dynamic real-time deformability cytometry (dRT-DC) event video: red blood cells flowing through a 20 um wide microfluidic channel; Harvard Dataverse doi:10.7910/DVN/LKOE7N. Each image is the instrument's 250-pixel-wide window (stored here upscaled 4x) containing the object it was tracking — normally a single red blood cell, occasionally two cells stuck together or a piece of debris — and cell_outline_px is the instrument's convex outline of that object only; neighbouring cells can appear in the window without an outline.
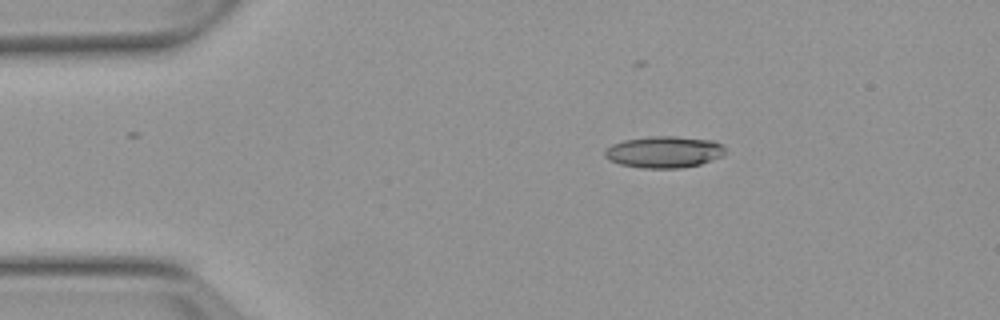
{"species": "Egyptian fruit bat (a non-hibernating species)", "species_latin": "Rousettus aegyptiacus", "temperature_condition": "warm", "stored_images_in_passage": 6, "camera_frame_rate_fps": 3000, "um_per_image_px": 0.085, "animal": {"sex": "female"}, "frame": {"image": 1, "passage_image": 2, "time_ms": 1.333, "image_size_px": [1000, 320], "cell_outline_px": [[724, 156], [700, 164], [680, 168], [644, 168], [620, 164], [608, 160], [604, 156], [604, 148], [612, 144], [624, 140], [652, 136], [676, 136], [712, 140], [720, 144], [724, 148]], "centroid_in_image_um": [56.41, 12.92], "position_along_channel_um": 28.6, "area_um2": 22.25}}
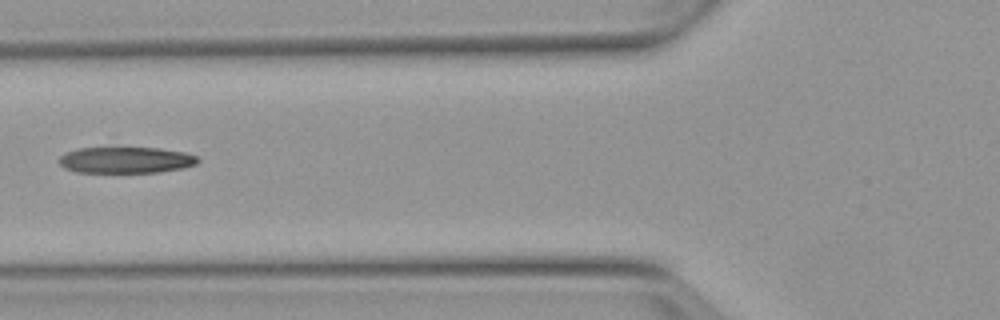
{"frame": {"image": 2, "passage_image": 5, "time_ms": 5.0, "image_size_px": [1000, 320], "cell_outline_px": [[200, 160], [196, 164], [180, 168], [160, 172], [76, 172], [64, 168], [60, 164], [60, 156], [64, 152], [80, 148], [160, 148], [184, 152], [196, 156]], "centroid_in_image_um": [10.68, 13.6], "position_along_channel_um": 115.1, "area_um2": 21.1}}
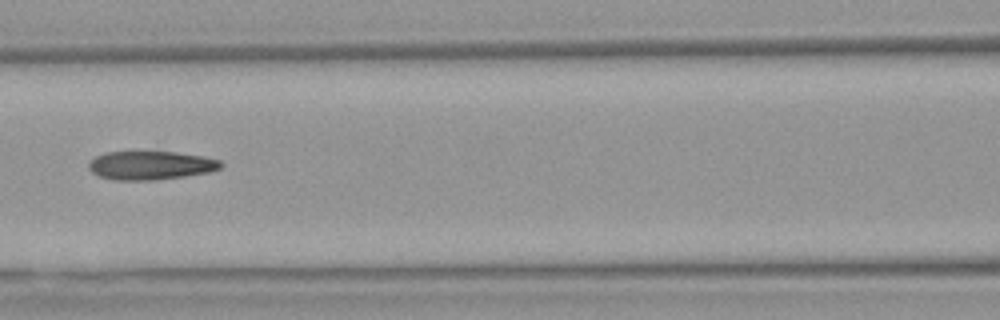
{"frame": {"image": 3, "passage_image": 6, "time_ms": 6.0, "image_size_px": [1000, 320], "cell_outline_px": [[224, 164], [220, 168], [208, 172], [184, 176], [152, 180], [116, 180], [100, 176], [92, 172], [88, 168], [88, 160], [104, 152], [176, 152], [204, 156], [220, 160]], "centroid_in_image_um": [12.79, 14.05], "position_along_channel_um": 153.8, "area_um2": 22.02}}